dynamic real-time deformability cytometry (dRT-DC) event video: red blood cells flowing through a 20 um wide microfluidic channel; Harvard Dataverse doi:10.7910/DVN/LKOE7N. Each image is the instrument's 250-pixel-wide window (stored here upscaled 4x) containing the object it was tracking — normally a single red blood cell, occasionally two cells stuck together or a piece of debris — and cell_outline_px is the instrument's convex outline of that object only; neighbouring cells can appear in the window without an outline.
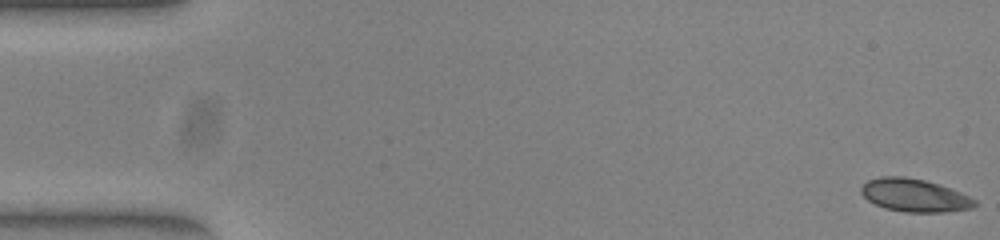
{"species": "common noctule bat (a hibernating species)", "species_latin": "Nyctalus noctula", "temperature_condition": "warm", "stored_images_in_passage": 50, "camera_frame_rate_fps": 3000, "um_per_image_px": 0.085, "animal": {"sex": "female", "body_mass_g": 23.0, "forearm_length_mm": 53.4}, "frame": {"image": 1, "passage_image": 1, "time_ms": 0.0, "image_size_px": [1000, 240], "cell_outline_px": [[976, 204], [972, 208], [944, 212], [904, 212], [884, 208], [868, 200], [860, 192], [860, 188], [868, 180], [880, 176], [904, 176], [924, 180], [960, 192], [976, 200]], "centroid_in_image_um": [77.7, 16.6], "position_along_channel_um": 7.3, "area_um2": 21.62}}
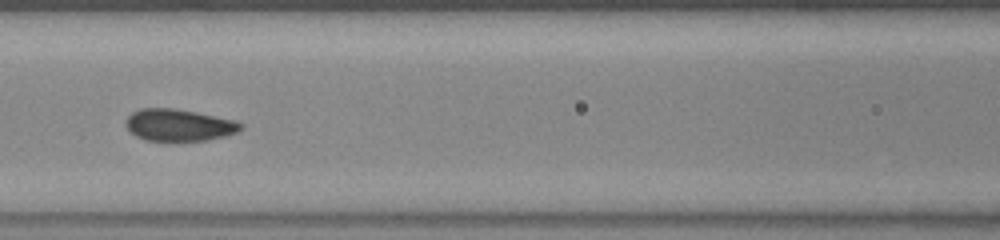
{"frame": {"image": 2, "passage_image": 23, "time_ms": 7.333, "image_size_px": [1000, 240], "cell_outline_px": [[244, 128], [236, 132], [224, 136], [204, 140], [144, 140], [136, 136], [124, 124], [128, 116], [132, 112], [140, 108], [176, 108], [196, 112], [232, 120], [244, 124]], "centroid_in_image_um": [15.18, 10.62], "position_along_channel_um": 151.4, "area_um2": 21.15}}
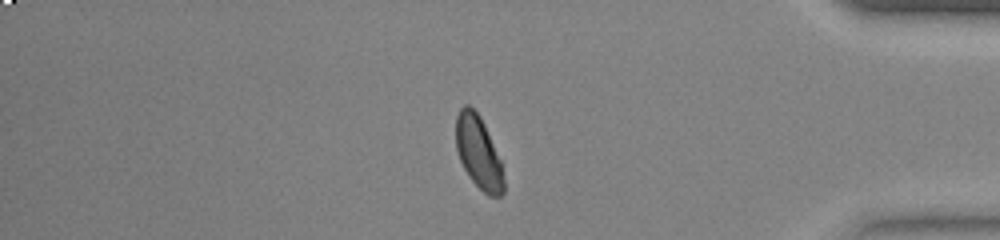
{"frame": {"image": 3, "passage_image": 44, "time_ms": 14.333, "image_size_px": [1000, 240], "cell_outline_px": [[504, 192], [500, 196], [488, 196], [468, 176], [460, 160], [456, 148], [456, 116], [460, 108], [464, 104], [468, 104], [480, 116], [504, 164]], "centroid_in_image_um": [40.7, 12.96], "position_along_channel_um": 394.5, "area_um2": 20.52}}